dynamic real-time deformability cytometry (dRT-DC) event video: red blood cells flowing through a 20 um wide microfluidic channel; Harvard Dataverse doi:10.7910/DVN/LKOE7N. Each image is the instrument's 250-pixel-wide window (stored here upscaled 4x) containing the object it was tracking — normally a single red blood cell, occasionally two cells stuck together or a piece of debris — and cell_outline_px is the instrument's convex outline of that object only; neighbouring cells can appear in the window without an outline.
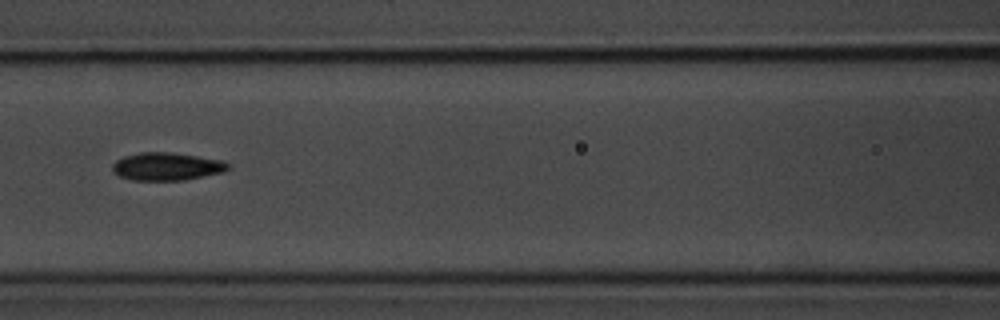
{"species": "common noctule bat (a hibernating species)", "species_latin": "Nyctalus noctula", "temperature_condition": "room temperature", "stored_images_in_passage": 17, "camera_frame_rate_fps": 3000, "um_per_image_px": 0.085, "animal": {"sex": "male", "body_mass_g": 20.1, "forearm_length_mm": 53.5}, "frame": {"image": 1, "passage_image": 8, "time_ms": 2.333, "image_size_px": [1000, 320], "cell_outline_px": [[232, 168], [224, 172], [184, 180], [132, 180], [120, 176], [112, 168], [112, 164], [116, 160], [124, 156], [140, 152], [172, 152], [220, 160], [232, 164]], "centroid_in_image_um": [14.22, 14.15], "position_along_channel_um": 152.4, "area_um2": 18.79}}